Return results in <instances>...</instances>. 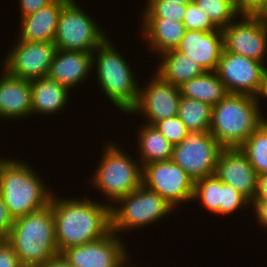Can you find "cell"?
Segmentation results:
<instances>
[{"label":"cell","instance_id":"8992f818","mask_svg":"<svg viewBox=\"0 0 267 267\" xmlns=\"http://www.w3.org/2000/svg\"><path fill=\"white\" fill-rule=\"evenodd\" d=\"M104 146L101 161L89 181L107 197L111 206L142 185V165L124 149L118 148L117 143L106 142Z\"/></svg>","mask_w":267,"mask_h":267},{"label":"cell","instance_id":"cb8c5ba5","mask_svg":"<svg viewBox=\"0 0 267 267\" xmlns=\"http://www.w3.org/2000/svg\"><path fill=\"white\" fill-rule=\"evenodd\" d=\"M179 89L182 97L202 101L210 106L218 104L229 94L216 71H206L183 83Z\"/></svg>","mask_w":267,"mask_h":267},{"label":"cell","instance_id":"e0dca14e","mask_svg":"<svg viewBox=\"0 0 267 267\" xmlns=\"http://www.w3.org/2000/svg\"><path fill=\"white\" fill-rule=\"evenodd\" d=\"M224 49L222 30H186L176 51L186 54L205 71H216Z\"/></svg>","mask_w":267,"mask_h":267},{"label":"cell","instance_id":"8d00e7d4","mask_svg":"<svg viewBox=\"0 0 267 267\" xmlns=\"http://www.w3.org/2000/svg\"><path fill=\"white\" fill-rule=\"evenodd\" d=\"M20 1V16L24 17L29 14L35 13L41 7L48 5L55 0H18Z\"/></svg>","mask_w":267,"mask_h":267},{"label":"cell","instance_id":"d6a6232c","mask_svg":"<svg viewBox=\"0 0 267 267\" xmlns=\"http://www.w3.org/2000/svg\"><path fill=\"white\" fill-rule=\"evenodd\" d=\"M154 126L172 145L181 143L189 134V130L177 115L158 121Z\"/></svg>","mask_w":267,"mask_h":267},{"label":"cell","instance_id":"44dd1931","mask_svg":"<svg viewBox=\"0 0 267 267\" xmlns=\"http://www.w3.org/2000/svg\"><path fill=\"white\" fill-rule=\"evenodd\" d=\"M141 34L148 41V50L161 55L174 50L185 34L183 22L160 17H141ZM156 51V52H155Z\"/></svg>","mask_w":267,"mask_h":267},{"label":"cell","instance_id":"603a6c76","mask_svg":"<svg viewBox=\"0 0 267 267\" xmlns=\"http://www.w3.org/2000/svg\"><path fill=\"white\" fill-rule=\"evenodd\" d=\"M159 57L161 61H159L155 73L177 87L206 72L201 65L190 59L189 56L175 49L168 50Z\"/></svg>","mask_w":267,"mask_h":267},{"label":"cell","instance_id":"ffe728a7","mask_svg":"<svg viewBox=\"0 0 267 267\" xmlns=\"http://www.w3.org/2000/svg\"><path fill=\"white\" fill-rule=\"evenodd\" d=\"M68 1L55 0L35 13L21 17L18 37L28 42H53L59 14Z\"/></svg>","mask_w":267,"mask_h":267},{"label":"cell","instance_id":"4fadbf2b","mask_svg":"<svg viewBox=\"0 0 267 267\" xmlns=\"http://www.w3.org/2000/svg\"><path fill=\"white\" fill-rule=\"evenodd\" d=\"M56 45L53 42H28L18 39L1 65L9 75L33 80L47 76Z\"/></svg>","mask_w":267,"mask_h":267},{"label":"cell","instance_id":"5bb4252c","mask_svg":"<svg viewBox=\"0 0 267 267\" xmlns=\"http://www.w3.org/2000/svg\"><path fill=\"white\" fill-rule=\"evenodd\" d=\"M146 86H139L137 104L127 113L131 117L141 115L147 119L145 124L155 125L158 121L177 115L181 99L180 89L163 80L154 72ZM143 88V89H142Z\"/></svg>","mask_w":267,"mask_h":267},{"label":"cell","instance_id":"8fae6325","mask_svg":"<svg viewBox=\"0 0 267 267\" xmlns=\"http://www.w3.org/2000/svg\"><path fill=\"white\" fill-rule=\"evenodd\" d=\"M240 16L241 21H233L221 29L224 50L266 65L267 18L252 15Z\"/></svg>","mask_w":267,"mask_h":267},{"label":"cell","instance_id":"f1b7e54d","mask_svg":"<svg viewBox=\"0 0 267 267\" xmlns=\"http://www.w3.org/2000/svg\"><path fill=\"white\" fill-rule=\"evenodd\" d=\"M199 200L210 213H216L221 203V180L215 175L196 180L193 201Z\"/></svg>","mask_w":267,"mask_h":267},{"label":"cell","instance_id":"f546056e","mask_svg":"<svg viewBox=\"0 0 267 267\" xmlns=\"http://www.w3.org/2000/svg\"><path fill=\"white\" fill-rule=\"evenodd\" d=\"M186 9L187 5L176 4L167 0H147L145 8L142 9L141 17L169 18L183 22Z\"/></svg>","mask_w":267,"mask_h":267},{"label":"cell","instance_id":"4316f807","mask_svg":"<svg viewBox=\"0 0 267 267\" xmlns=\"http://www.w3.org/2000/svg\"><path fill=\"white\" fill-rule=\"evenodd\" d=\"M258 176L267 173V119L239 147Z\"/></svg>","mask_w":267,"mask_h":267},{"label":"cell","instance_id":"d4e9b609","mask_svg":"<svg viewBox=\"0 0 267 267\" xmlns=\"http://www.w3.org/2000/svg\"><path fill=\"white\" fill-rule=\"evenodd\" d=\"M137 132L140 164L171 160L173 146L153 125L142 124Z\"/></svg>","mask_w":267,"mask_h":267},{"label":"cell","instance_id":"f35d334b","mask_svg":"<svg viewBox=\"0 0 267 267\" xmlns=\"http://www.w3.org/2000/svg\"><path fill=\"white\" fill-rule=\"evenodd\" d=\"M254 200H267V173L258 176L257 192Z\"/></svg>","mask_w":267,"mask_h":267},{"label":"cell","instance_id":"7402d4cb","mask_svg":"<svg viewBox=\"0 0 267 267\" xmlns=\"http://www.w3.org/2000/svg\"><path fill=\"white\" fill-rule=\"evenodd\" d=\"M32 96V116L59 113L70 99V91L56 80L44 76L30 80Z\"/></svg>","mask_w":267,"mask_h":267},{"label":"cell","instance_id":"7a4b0ae2","mask_svg":"<svg viewBox=\"0 0 267 267\" xmlns=\"http://www.w3.org/2000/svg\"><path fill=\"white\" fill-rule=\"evenodd\" d=\"M31 165L15 158L0 161V195L9 214L16 219L39 211L50 204L52 189Z\"/></svg>","mask_w":267,"mask_h":267},{"label":"cell","instance_id":"d6986e66","mask_svg":"<svg viewBox=\"0 0 267 267\" xmlns=\"http://www.w3.org/2000/svg\"><path fill=\"white\" fill-rule=\"evenodd\" d=\"M2 71V76L0 75V118L12 121L31 116L30 80L9 75L4 69Z\"/></svg>","mask_w":267,"mask_h":267},{"label":"cell","instance_id":"ab89813d","mask_svg":"<svg viewBox=\"0 0 267 267\" xmlns=\"http://www.w3.org/2000/svg\"><path fill=\"white\" fill-rule=\"evenodd\" d=\"M51 267H72L61 254L51 258Z\"/></svg>","mask_w":267,"mask_h":267},{"label":"cell","instance_id":"484cf974","mask_svg":"<svg viewBox=\"0 0 267 267\" xmlns=\"http://www.w3.org/2000/svg\"><path fill=\"white\" fill-rule=\"evenodd\" d=\"M177 116L189 132H209L212 106L202 101L181 96Z\"/></svg>","mask_w":267,"mask_h":267},{"label":"cell","instance_id":"ac0fdd59","mask_svg":"<svg viewBox=\"0 0 267 267\" xmlns=\"http://www.w3.org/2000/svg\"><path fill=\"white\" fill-rule=\"evenodd\" d=\"M92 65L93 52L57 49L47 76L71 91L93 72Z\"/></svg>","mask_w":267,"mask_h":267},{"label":"cell","instance_id":"1f68e13d","mask_svg":"<svg viewBox=\"0 0 267 267\" xmlns=\"http://www.w3.org/2000/svg\"><path fill=\"white\" fill-rule=\"evenodd\" d=\"M183 23L186 30L215 31L219 28L193 1L187 5Z\"/></svg>","mask_w":267,"mask_h":267},{"label":"cell","instance_id":"74e56055","mask_svg":"<svg viewBox=\"0 0 267 267\" xmlns=\"http://www.w3.org/2000/svg\"><path fill=\"white\" fill-rule=\"evenodd\" d=\"M251 204L250 208L253 207L252 209H254L257 223L267 229V200H253Z\"/></svg>","mask_w":267,"mask_h":267},{"label":"cell","instance_id":"ee69618b","mask_svg":"<svg viewBox=\"0 0 267 267\" xmlns=\"http://www.w3.org/2000/svg\"><path fill=\"white\" fill-rule=\"evenodd\" d=\"M128 262V258L121 264V266L120 267H130L128 264L129 263H127ZM126 263V264H125ZM131 267H134V266H132L131 265ZM135 267H137V266H135ZM139 267V266H138Z\"/></svg>","mask_w":267,"mask_h":267},{"label":"cell","instance_id":"f6af8a7d","mask_svg":"<svg viewBox=\"0 0 267 267\" xmlns=\"http://www.w3.org/2000/svg\"><path fill=\"white\" fill-rule=\"evenodd\" d=\"M6 240L0 238V246L5 242Z\"/></svg>","mask_w":267,"mask_h":267},{"label":"cell","instance_id":"b9f144b4","mask_svg":"<svg viewBox=\"0 0 267 267\" xmlns=\"http://www.w3.org/2000/svg\"><path fill=\"white\" fill-rule=\"evenodd\" d=\"M23 267H51V259L47 263L43 264H31Z\"/></svg>","mask_w":267,"mask_h":267},{"label":"cell","instance_id":"83f0119b","mask_svg":"<svg viewBox=\"0 0 267 267\" xmlns=\"http://www.w3.org/2000/svg\"><path fill=\"white\" fill-rule=\"evenodd\" d=\"M211 21L222 29L235 21L240 14L236 0H193ZM236 18V19H235Z\"/></svg>","mask_w":267,"mask_h":267},{"label":"cell","instance_id":"6da1fadb","mask_svg":"<svg viewBox=\"0 0 267 267\" xmlns=\"http://www.w3.org/2000/svg\"><path fill=\"white\" fill-rule=\"evenodd\" d=\"M60 198V199H59ZM88 197L64 198L52 194L55 235L59 254L72 246L86 244L111 232V207Z\"/></svg>","mask_w":267,"mask_h":267},{"label":"cell","instance_id":"836d02e7","mask_svg":"<svg viewBox=\"0 0 267 267\" xmlns=\"http://www.w3.org/2000/svg\"><path fill=\"white\" fill-rule=\"evenodd\" d=\"M240 15L265 16L267 18V0H236Z\"/></svg>","mask_w":267,"mask_h":267},{"label":"cell","instance_id":"9a60e30c","mask_svg":"<svg viewBox=\"0 0 267 267\" xmlns=\"http://www.w3.org/2000/svg\"><path fill=\"white\" fill-rule=\"evenodd\" d=\"M111 231L86 244L69 247L60 254L72 267H120L130 255L123 239Z\"/></svg>","mask_w":267,"mask_h":267},{"label":"cell","instance_id":"277c9868","mask_svg":"<svg viewBox=\"0 0 267 267\" xmlns=\"http://www.w3.org/2000/svg\"><path fill=\"white\" fill-rule=\"evenodd\" d=\"M7 242L22 266L47 263L58 255L52 207L14 219Z\"/></svg>","mask_w":267,"mask_h":267},{"label":"cell","instance_id":"4dcf8cb0","mask_svg":"<svg viewBox=\"0 0 267 267\" xmlns=\"http://www.w3.org/2000/svg\"><path fill=\"white\" fill-rule=\"evenodd\" d=\"M250 205L251 202L243 194L221 181V203L216 215L226 216L237 212L238 209H246V206L249 208Z\"/></svg>","mask_w":267,"mask_h":267},{"label":"cell","instance_id":"60d3db41","mask_svg":"<svg viewBox=\"0 0 267 267\" xmlns=\"http://www.w3.org/2000/svg\"><path fill=\"white\" fill-rule=\"evenodd\" d=\"M258 98H259V100H262V98H265V100H267V67H266V71H265V74H264L262 92H261V94H260V96Z\"/></svg>","mask_w":267,"mask_h":267},{"label":"cell","instance_id":"9c48e42d","mask_svg":"<svg viewBox=\"0 0 267 267\" xmlns=\"http://www.w3.org/2000/svg\"><path fill=\"white\" fill-rule=\"evenodd\" d=\"M223 147L210 132H189L173 146L171 160L195 182L215 174L217 158Z\"/></svg>","mask_w":267,"mask_h":267},{"label":"cell","instance_id":"30bf717a","mask_svg":"<svg viewBox=\"0 0 267 267\" xmlns=\"http://www.w3.org/2000/svg\"><path fill=\"white\" fill-rule=\"evenodd\" d=\"M142 184L158 193L174 209L181 203L193 201L195 182L172 160L143 165Z\"/></svg>","mask_w":267,"mask_h":267},{"label":"cell","instance_id":"e575fe53","mask_svg":"<svg viewBox=\"0 0 267 267\" xmlns=\"http://www.w3.org/2000/svg\"><path fill=\"white\" fill-rule=\"evenodd\" d=\"M0 267H23L18 255L7 241L0 246Z\"/></svg>","mask_w":267,"mask_h":267},{"label":"cell","instance_id":"d590c367","mask_svg":"<svg viewBox=\"0 0 267 267\" xmlns=\"http://www.w3.org/2000/svg\"><path fill=\"white\" fill-rule=\"evenodd\" d=\"M14 219L9 214L4 199L0 195V238L7 241L13 226Z\"/></svg>","mask_w":267,"mask_h":267},{"label":"cell","instance_id":"2e32d148","mask_svg":"<svg viewBox=\"0 0 267 267\" xmlns=\"http://www.w3.org/2000/svg\"><path fill=\"white\" fill-rule=\"evenodd\" d=\"M215 175L250 202L257 192L258 174L239 148H223L217 158Z\"/></svg>","mask_w":267,"mask_h":267},{"label":"cell","instance_id":"3957f363","mask_svg":"<svg viewBox=\"0 0 267 267\" xmlns=\"http://www.w3.org/2000/svg\"><path fill=\"white\" fill-rule=\"evenodd\" d=\"M258 97L229 93L212 106L209 132L223 148H239L267 119Z\"/></svg>","mask_w":267,"mask_h":267},{"label":"cell","instance_id":"7bdbcfd3","mask_svg":"<svg viewBox=\"0 0 267 267\" xmlns=\"http://www.w3.org/2000/svg\"><path fill=\"white\" fill-rule=\"evenodd\" d=\"M170 2H174L176 4H183V5H188L193 2V0H167Z\"/></svg>","mask_w":267,"mask_h":267},{"label":"cell","instance_id":"7c38bea8","mask_svg":"<svg viewBox=\"0 0 267 267\" xmlns=\"http://www.w3.org/2000/svg\"><path fill=\"white\" fill-rule=\"evenodd\" d=\"M265 71L263 62L223 49L216 73L229 93L259 97Z\"/></svg>","mask_w":267,"mask_h":267},{"label":"cell","instance_id":"5b68a950","mask_svg":"<svg viewBox=\"0 0 267 267\" xmlns=\"http://www.w3.org/2000/svg\"><path fill=\"white\" fill-rule=\"evenodd\" d=\"M107 38L93 52V65L98 87L120 112L129 113L137 104L139 86L133 69L126 57Z\"/></svg>","mask_w":267,"mask_h":267},{"label":"cell","instance_id":"52a82bcc","mask_svg":"<svg viewBox=\"0 0 267 267\" xmlns=\"http://www.w3.org/2000/svg\"><path fill=\"white\" fill-rule=\"evenodd\" d=\"M111 205V231L120 234L167 217L174 208L143 184Z\"/></svg>","mask_w":267,"mask_h":267},{"label":"cell","instance_id":"ba28073f","mask_svg":"<svg viewBox=\"0 0 267 267\" xmlns=\"http://www.w3.org/2000/svg\"><path fill=\"white\" fill-rule=\"evenodd\" d=\"M95 22L75 0H69L58 17L56 49L94 52L108 38Z\"/></svg>","mask_w":267,"mask_h":267}]
</instances>
